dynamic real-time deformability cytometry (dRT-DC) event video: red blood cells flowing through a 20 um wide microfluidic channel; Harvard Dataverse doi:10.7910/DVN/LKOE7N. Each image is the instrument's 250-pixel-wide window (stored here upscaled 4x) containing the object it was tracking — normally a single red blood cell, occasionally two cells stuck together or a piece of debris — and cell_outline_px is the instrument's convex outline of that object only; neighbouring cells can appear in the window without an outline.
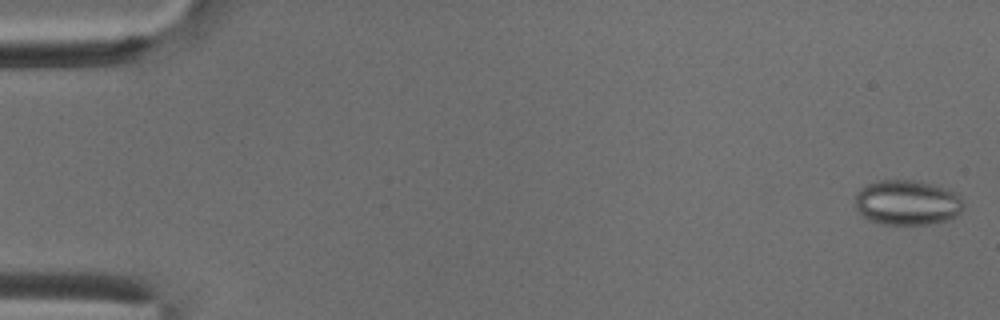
{"species": "common noctule bat (a hibernating species)", "species_latin": "Nyctalus noctula", "temperature_condition": "cold", "stored_images_in_passage": 52, "camera_frame_rate_fps": 3000, "um_per_image_px": 0.085, "animal": {"sex": "male", "body_mass_g": 18.8}, "frame": {"image": 1, "passage_image": 1, "time_ms": 0.0, "image_size_px": [1000, 320], "cell_outline_px": [[964, 208], [956, 216], [944, 220], [928, 224], [884, 224], [868, 220], [856, 208], [856, 192], [860, 188], [868, 184], [880, 180], [912, 180], [944, 188], [956, 192]], "centroid_in_image_um": [77.08, 17.22], "position_along_channel_um": 7.9, "area_um2": 28.03}}
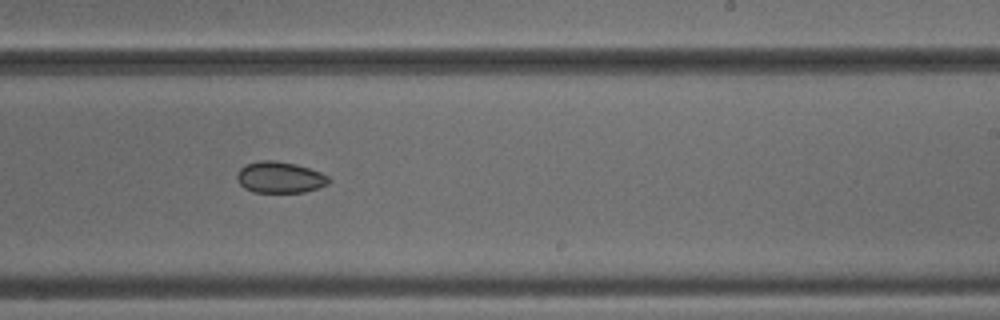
{"frame": {"image": 2, "passage_image": 32, "time_ms": 10.333, "image_size_px": [1000, 320], "cell_outline_px": [[332, 180], [328, 184], [320, 188], [304, 192], [252, 192], [244, 188], [236, 180], [236, 172], [244, 164], [260, 160], [276, 160], [296, 164], [320, 172], [328, 176]], "centroid_in_image_um": [23.77, 15.07], "position_along_channel_um": 265.2, "area_um2": 17.05}}
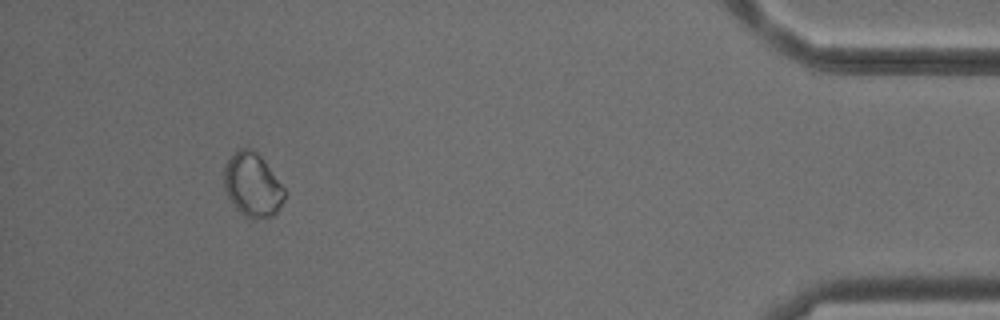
{"frame": {"image": 3, "passage_image": 48, "time_ms": 15.667, "image_size_px": [1000, 320], "cell_outline_px": [[284, 200], [276, 212], [272, 216], [252, 220], [244, 216], [236, 208], [228, 196], [224, 188], [224, 168], [228, 160], [236, 148], [252, 148], [264, 160], [284, 188]], "centroid_in_image_um": [21.44, 15.71], "position_along_channel_um": 413.8, "area_um2": 22.43}}